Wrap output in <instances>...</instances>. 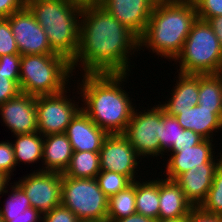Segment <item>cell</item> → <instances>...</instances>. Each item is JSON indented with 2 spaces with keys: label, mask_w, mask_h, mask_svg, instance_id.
Segmentation results:
<instances>
[{
  "label": "cell",
  "mask_w": 222,
  "mask_h": 222,
  "mask_svg": "<svg viewBox=\"0 0 222 222\" xmlns=\"http://www.w3.org/2000/svg\"><path fill=\"white\" fill-rule=\"evenodd\" d=\"M136 53L140 54V47L139 37L134 32L99 3L83 5L79 47L71 62L74 73L78 66L80 74H129L132 71L130 67L135 68L130 61Z\"/></svg>",
  "instance_id": "6da1fadb"
},
{
  "label": "cell",
  "mask_w": 222,
  "mask_h": 222,
  "mask_svg": "<svg viewBox=\"0 0 222 222\" xmlns=\"http://www.w3.org/2000/svg\"><path fill=\"white\" fill-rule=\"evenodd\" d=\"M80 75L76 94L80 95L77 100L82 97L81 109L108 134H123L137 106L124 89L130 73Z\"/></svg>",
  "instance_id": "7a4b0ae2"
},
{
  "label": "cell",
  "mask_w": 222,
  "mask_h": 222,
  "mask_svg": "<svg viewBox=\"0 0 222 222\" xmlns=\"http://www.w3.org/2000/svg\"><path fill=\"white\" fill-rule=\"evenodd\" d=\"M196 20V8L192 0L157 2L144 34L139 38L140 50L148 49L158 57L174 61Z\"/></svg>",
  "instance_id": "3957f363"
},
{
  "label": "cell",
  "mask_w": 222,
  "mask_h": 222,
  "mask_svg": "<svg viewBox=\"0 0 222 222\" xmlns=\"http://www.w3.org/2000/svg\"><path fill=\"white\" fill-rule=\"evenodd\" d=\"M26 6L44 28L52 50L72 62L79 47L83 5L73 0H26Z\"/></svg>",
  "instance_id": "277c9868"
},
{
  "label": "cell",
  "mask_w": 222,
  "mask_h": 222,
  "mask_svg": "<svg viewBox=\"0 0 222 222\" xmlns=\"http://www.w3.org/2000/svg\"><path fill=\"white\" fill-rule=\"evenodd\" d=\"M71 62L59 54L21 55L20 91L30 96H46L70 91ZM70 78V79H69Z\"/></svg>",
  "instance_id": "5b68a950"
},
{
  "label": "cell",
  "mask_w": 222,
  "mask_h": 222,
  "mask_svg": "<svg viewBox=\"0 0 222 222\" xmlns=\"http://www.w3.org/2000/svg\"><path fill=\"white\" fill-rule=\"evenodd\" d=\"M174 62L184 74L222 73V48L207 21L197 18Z\"/></svg>",
  "instance_id": "8992f818"
},
{
  "label": "cell",
  "mask_w": 222,
  "mask_h": 222,
  "mask_svg": "<svg viewBox=\"0 0 222 222\" xmlns=\"http://www.w3.org/2000/svg\"><path fill=\"white\" fill-rule=\"evenodd\" d=\"M109 198L96 178H71L62 175L61 204L79 220L107 222Z\"/></svg>",
  "instance_id": "52a82bcc"
},
{
  "label": "cell",
  "mask_w": 222,
  "mask_h": 222,
  "mask_svg": "<svg viewBox=\"0 0 222 222\" xmlns=\"http://www.w3.org/2000/svg\"><path fill=\"white\" fill-rule=\"evenodd\" d=\"M136 108L123 135L132 145L135 152L144 160L148 156L149 158L161 157L159 131L160 121L162 120V106L155 104L151 108L147 107L148 109L142 107V112Z\"/></svg>",
  "instance_id": "ba28073f"
},
{
  "label": "cell",
  "mask_w": 222,
  "mask_h": 222,
  "mask_svg": "<svg viewBox=\"0 0 222 222\" xmlns=\"http://www.w3.org/2000/svg\"><path fill=\"white\" fill-rule=\"evenodd\" d=\"M67 90L36 97L37 126L42 136L65 133L72 118L81 109L79 102L69 98Z\"/></svg>",
  "instance_id": "9c48e42d"
},
{
  "label": "cell",
  "mask_w": 222,
  "mask_h": 222,
  "mask_svg": "<svg viewBox=\"0 0 222 222\" xmlns=\"http://www.w3.org/2000/svg\"><path fill=\"white\" fill-rule=\"evenodd\" d=\"M21 178L16 183L24 190L31 207L42 215L61 204L62 174L37 169Z\"/></svg>",
  "instance_id": "30bf717a"
},
{
  "label": "cell",
  "mask_w": 222,
  "mask_h": 222,
  "mask_svg": "<svg viewBox=\"0 0 222 222\" xmlns=\"http://www.w3.org/2000/svg\"><path fill=\"white\" fill-rule=\"evenodd\" d=\"M141 160L143 159L123 134H109L99 151L101 171H113L125 175L132 182L143 177L138 175L139 170H137Z\"/></svg>",
  "instance_id": "8fae6325"
},
{
  "label": "cell",
  "mask_w": 222,
  "mask_h": 222,
  "mask_svg": "<svg viewBox=\"0 0 222 222\" xmlns=\"http://www.w3.org/2000/svg\"><path fill=\"white\" fill-rule=\"evenodd\" d=\"M7 19L20 55L56 54L49 44L44 28L26 5Z\"/></svg>",
  "instance_id": "7c38bea8"
},
{
  "label": "cell",
  "mask_w": 222,
  "mask_h": 222,
  "mask_svg": "<svg viewBox=\"0 0 222 222\" xmlns=\"http://www.w3.org/2000/svg\"><path fill=\"white\" fill-rule=\"evenodd\" d=\"M3 124L14 135L38 132L36 97L20 92L0 105Z\"/></svg>",
  "instance_id": "4fadbf2b"
},
{
  "label": "cell",
  "mask_w": 222,
  "mask_h": 222,
  "mask_svg": "<svg viewBox=\"0 0 222 222\" xmlns=\"http://www.w3.org/2000/svg\"><path fill=\"white\" fill-rule=\"evenodd\" d=\"M156 3V0H101L99 4L140 38Z\"/></svg>",
  "instance_id": "5bb4252c"
},
{
  "label": "cell",
  "mask_w": 222,
  "mask_h": 222,
  "mask_svg": "<svg viewBox=\"0 0 222 222\" xmlns=\"http://www.w3.org/2000/svg\"><path fill=\"white\" fill-rule=\"evenodd\" d=\"M221 150L217 153L216 159L214 158L210 163L202 164V167H193L174 180L194 207H199L207 197L215 172L222 162Z\"/></svg>",
  "instance_id": "9a60e30c"
},
{
  "label": "cell",
  "mask_w": 222,
  "mask_h": 222,
  "mask_svg": "<svg viewBox=\"0 0 222 222\" xmlns=\"http://www.w3.org/2000/svg\"><path fill=\"white\" fill-rule=\"evenodd\" d=\"M214 140L204 139L197 145L182 148L179 152H175L169 156L164 173V178L175 180L180 174L190 170L193 167H202V164L210 163L217 155H215ZM166 174V175H165Z\"/></svg>",
  "instance_id": "2e32d148"
},
{
  "label": "cell",
  "mask_w": 222,
  "mask_h": 222,
  "mask_svg": "<svg viewBox=\"0 0 222 222\" xmlns=\"http://www.w3.org/2000/svg\"><path fill=\"white\" fill-rule=\"evenodd\" d=\"M64 134L68 137L73 151L91 152H99L109 135L97 126L82 109L72 118Z\"/></svg>",
  "instance_id": "e0dca14e"
},
{
  "label": "cell",
  "mask_w": 222,
  "mask_h": 222,
  "mask_svg": "<svg viewBox=\"0 0 222 222\" xmlns=\"http://www.w3.org/2000/svg\"><path fill=\"white\" fill-rule=\"evenodd\" d=\"M175 117L183 129L192 130L204 139L214 140L213 135L222 130V109H207L196 105L180 110Z\"/></svg>",
  "instance_id": "ac0fdd59"
},
{
  "label": "cell",
  "mask_w": 222,
  "mask_h": 222,
  "mask_svg": "<svg viewBox=\"0 0 222 222\" xmlns=\"http://www.w3.org/2000/svg\"><path fill=\"white\" fill-rule=\"evenodd\" d=\"M178 78V79H177ZM175 86L171 96L165 102H159L165 112L176 116L180 110L190 109L198 105L199 100V74H184L178 72Z\"/></svg>",
  "instance_id": "d6986e66"
},
{
  "label": "cell",
  "mask_w": 222,
  "mask_h": 222,
  "mask_svg": "<svg viewBox=\"0 0 222 222\" xmlns=\"http://www.w3.org/2000/svg\"><path fill=\"white\" fill-rule=\"evenodd\" d=\"M193 207L174 180L159 178V219L187 217Z\"/></svg>",
  "instance_id": "ffe728a7"
},
{
  "label": "cell",
  "mask_w": 222,
  "mask_h": 222,
  "mask_svg": "<svg viewBox=\"0 0 222 222\" xmlns=\"http://www.w3.org/2000/svg\"><path fill=\"white\" fill-rule=\"evenodd\" d=\"M43 159L41 171L63 174L73 155V149L68 137L63 134L43 136Z\"/></svg>",
  "instance_id": "44dd1931"
},
{
  "label": "cell",
  "mask_w": 222,
  "mask_h": 222,
  "mask_svg": "<svg viewBox=\"0 0 222 222\" xmlns=\"http://www.w3.org/2000/svg\"><path fill=\"white\" fill-rule=\"evenodd\" d=\"M142 182H141V181ZM135 206L138 214L159 219V178L135 180Z\"/></svg>",
  "instance_id": "7402d4cb"
},
{
  "label": "cell",
  "mask_w": 222,
  "mask_h": 222,
  "mask_svg": "<svg viewBox=\"0 0 222 222\" xmlns=\"http://www.w3.org/2000/svg\"><path fill=\"white\" fill-rule=\"evenodd\" d=\"M15 142H11L14 149L16 166L20 162L32 164L43 159V136L39 132L15 135ZM19 164V165H18Z\"/></svg>",
  "instance_id": "603a6c76"
},
{
  "label": "cell",
  "mask_w": 222,
  "mask_h": 222,
  "mask_svg": "<svg viewBox=\"0 0 222 222\" xmlns=\"http://www.w3.org/2000/svg\"><path fill=\"white\" fill-rule=\"evenodd\" d=\"M99 152L73 151L62 175L71 178H96L100 172Z\"/></svg>",
  "instance_id": "cb8c5ba5"
},
{
  "label": "cell",
  "mask_w": 222,
  "mask_h": 222,
  "mask_svg": "<svg viewBox=\"0 0 222 222\" xmlns=\"http://www.w3.org/2000/svg\"><path fill=\"white\" fill-rule=\"evenodd\" d=\"M198 105L207 109H222V73L199 74Z\"/></svg>",
  "instance_id": "d4e9b609"
},
{
  "label": "cell",
  "mask_w": 222,
  "mask_h": 222,
  "mask_svg": "<svg viewBox=\"0 0 222 222\" xmlns=\"http://www.w3.org/2000/svg\"><path fill=\"white\" fill-rule=\"evenodd\" d=\"M137 213L135 206V181L108 200L107 220H118Z\"/></svg>",
  "instance_id": "484cf974"
},
{
  "label": "cell",
  "mask_w": 222,
  "mask_h": 222,
  "mask_svg": "<svg viewBox=\"0 0 222 222\" xmlns=\"http://www.w3.org/2000/svg\"><path fill=\"white\" fill-rule=\"evenodd\" d=\"M183 128L175 116L168 115L162 107V120L160 121L159 142L161 157L175 153L178 150V138Z\"/></svg>",
  "instance_id": "4316f807"
},
{
  "label": "cell",
  "mask_w": 222,
  "mask_h": 222,
  "mask_svg": "<svg viewBox=\"0 0 222 222\" xmlns=\"http://www.w3.org/2000/svg\"><path fill=\"white\" fill-rule=\"evenodd\" d=\"M10 191L5 190V193H8L7 201L3 208L0 207V216L1 217H18L23 215L26 209L31 207L30 200L26 196L24 190L16 183H9ZM13 184V185H12Z\"/></svg>",
  "instance_id": "83f0119b"
},
{
  "label": "cell",
  "mask_w": 222,
  "mask_h": 222,
  "mask_svg": "<svg viewBox=\"0 0 222 222\" xmlns=\"http://www.w3.org/2000/svg\"><path fill=\"white\" fill-rule=\"evenodd\" d=\"M199 207L204 212L222 216V162L215 172L206 199Z\"/></svg>",
  "instance_id": "f1b7e54d"
},
{
  "label": "cell",
  "mask_w": 222,
  "mask_h": 222,
  "mask_svg": "<svg viewBox=\"0 0 222 222\" xmlns=\"http://www.w3.org/2000/svg\"><path fill=\"white\" fill-rule=\"evenodd\" d=\"M99 188L110 198L128 187L132 181L125 175L113 171H100L96 176Z\"/></svg>",
  "instance_id": "f546056e"
},
{
  "label": "cell",
  "mask_w": 222,
  "mask_h": 222,
  "mask_svg": "<svg viewBox=\"0 0 222 222\" xmlns=\"http://www.w3.org/2000/svg\"><path fill=\"white\" fill-rule=\"evenodd\" d=\"M8 54H19L9 20L0 19V57Z\"/></svg>",
  "instance_id": "4dcf8cb0"
},
{
  "label": "cell",
  "mask_w": 222,
  "mask_h": 222,
  "mask_svg": "<svg viewBox=\"0 0 222 222\" xmlns=\"http://www.w3.org/2000/svg\"><path fill=\"white\" fill-rule=\"evenodd\" d=\"M19 77L20 75H4L0 73V105L16 97L21 92Z\"/></svg>",
  "instance_id": "1f68e13d"
},
{
  "label": "cell",
  "mask_w": 222,
  "mask_h": 222,
  "mask_svg": "<svg viewBox=\"0 0 222 222\" xmlns=\"http://www.w3.org/2000/svg\"><path fill=\"white\" fill-rule=\"evenodd\" d=\"M197 18L206 21L209 18L222 16V0H192Z\"/></svg>",
  "instance_id": "d6a6232c"
},
{
  "label": "cell",
  "mask_w": 222,
  "mask_h": 222,
  "mask_svg": "<svg viewBox=\"0 0 222 222\" xmlns=\"http://www.w3.org/2000/svg\"><path fill=\"white\" fill-rule=\"evenodd\" d=\"M6 141H0V172L11 178L16 169V161L13 145L10 140Z\"/></svg>",
  "instance_id": "836d02e7"
},
{
  "label": "cell",
  "mask_w": 222,
  "mask_h": 222,
  "mask_svg": "<svg viewBox=\"0 0 222 222\" xmlns=\"http://www.w3.org/2000/svg\"><path fill=\"white\" fill-rule=\"evenodd\" d=\"M77 216L67 207L60 204L50 212L42 215V222H78Z\"/></svg>",
  "instance_id": "e575fe53"
},
{
  "label": "cell",
  "mask_w": 222,
  "mask_h": 222,
  "mask_svg": "<svg viewBox=\"0 0 222 222\" xmlns=\"http://www.w3.org/2000/svg\"><path fill=\"white\" fill-rule=\"evenodd\" d=\"M20 54H8L0 57V73L4 75H20Z\"/></svg>",
  "instance_id": "d590c367"
},
{
  "label": "cell",
  "mask_w": 222,
  "mask_h": 222,
  "mask_svg": "<svg viewBox=\"0 0 222 222\" xmlns=\"http://www.w3.org/2000/svg\"><path fill=\"white\" fill-rule=\"evenodd\" d=\"M186 222H222V216L204 212L200 207H193L186 217Z\"/></svg>",
  "instance_id": "8d00e7d4"
},
{
  "label": "cell",
  "mask_w": 222,
  "mask_h": 222,
  "mask_svg": "<svg viewBox=\"0 0 222 222\" xmlns=\"http://www.w3.org/2000/svg\"><path fill=\"white\" fill-rule=\"evenodd\" d=\"M203 140L204 138L201 137L199 134L195 133L194 131L189 129H183V131H180V135L178 138V150L176 152H179L182 148L197 145Z\"/></svg>",
  "instance_id": "74e56055"
},
{
  "label": "cell",
  "mask_w": 222,
  "mask_h": 222,
  "mask_svg": "<svg viewBox=\"0 0 222 222\" xmlns=\"http://www.w3.org/2000/svg\"><path fill=\"white\" fill-rule=\"evenodd\" d=\"M26 5V0H0V19L8 18Z\"/></svg>",
  "instance_id": "f35d334b"
},
{
  "label": "cell",
  "mask_w": 222,
  "mask_h": 222,
  "mask_svg": "<svg viewBox=\"0 0 222 222\" xmlns=\"http://www.w3.org/2000/svg\"><path fill=\"white\" fill-rule=\"evenodd\" d=\"M4 222H42V214L30 207L23 212V215L18 217H1Z\"/></svg>",
  "instance_id": "ab89813d"
},
{
  "label": "cell",
  "mask_w": 222,
  "mask_h": 222,
  "mask_svg": "<svg viewBox=\"0 0 222 222\" xmlns=\"http://www.w3.org/2000/svg\"><path fill=\"white\" fill-rule=\"evenodd\" d=\"M215 32L222 48V16L212 17L206 20Z\"/></svg>",
  "instance_id": "60d3db41"
},
{
  "label": "cell",
  "mask_w": 222,
  "mask_h": 222,
  "mask_svg": "<svg viewBox=\"0 0 222 222\" xmlns=\"http://www.w3.org/2000/svg\"><path fill=\"white\" fill-rule=\"evenodd\" d=\"M107 222H155V220L150 217L135 213L118 220H107Z\"/></svg>",
  "instance_id": "b9f144b4"
},
{
  "label": "cell",
  "mask_w": 222,
  "mask_h": 222,
  "mask_svg": "<svg viewBox=\"0 0 222 222\" xmlns=\"http://www.w3.org/2000/svg\"><path fill=\"white\" fill-rule=\"evenodd\" d=\"M10 180H11L10 177H8L3 172H0V195L2 194L3 196V194H6L5 190L8 188L7 186L9 185L8 183H10L9 182Z\"/></svg>",
  "instance_id": "7bdbcfd3"
},
{
  "label": "cell",
  "mask_w": 222,
  "mask_h": 222,
  "mask_svg": "<svg viewBox=\"0 0 222 222\" xmlns=\"http://www.w3.org/2000/svg\"><path fill=\"white\" fill-rule=\"evenodd\" d=\"M155 222H186V217H180L176 219H156Z\"/></svg>",
  "instance_id": "ee69618b"
},
{
  "label": "cell",
  "mask_w": 222,
  "mask_h": 222,
  "mask_svg": "<svg viewBox=\"0 0 222 222\" xmlns=\"http://www.w3.org/2000/svg\"><path fill=\"white\" fill-rule=\"evenodd\" d=\"M81 5L100 3L101 0H73Z\"/></svg>",
  "instance_id": "f6af8a7d"
},
{
  "label": "cell",
  "mask_w": 222,
  "mask_h": 222,
  "mask_svg": "<svg viewBox=\"0 0 222 222\" xmlns=\"http://www.w3.org/2000/svg\"><path fill=\"white\" fill-rule=\"evenodd\" d=\"M78 222H100V221L79 220Z\"/></svg>",
  "instance_id": "bcb514c9"
},
{
  "label": "cell",
  "mask_w": 222,
  "mask_h": 222,
  "mask_svg": "<svg viewBox=\"0 0 222 222\" xmlns=\"http://www.w3.org/2000/svg\"><path fill=\"white\" fill-rule=\"evenodd\" d=\"M157 2H161V1H170V0H156Z\"/></svg>",
  "instance_id": "7dc6e473"
}]
</instances>
